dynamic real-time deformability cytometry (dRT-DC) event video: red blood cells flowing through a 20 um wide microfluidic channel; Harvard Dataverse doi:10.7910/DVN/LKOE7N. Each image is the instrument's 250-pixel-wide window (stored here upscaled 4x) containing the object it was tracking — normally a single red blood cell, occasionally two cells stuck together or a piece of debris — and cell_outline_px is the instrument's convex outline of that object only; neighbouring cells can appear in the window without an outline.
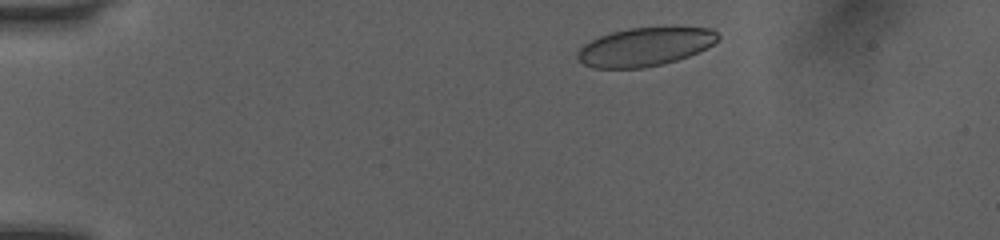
{"species": "human", "species_latin": "Homo sapiens", "temperature_condition": "room temperature", "stored_images_in_passage": 16, "camera_frame_rate_fps": 3000, "um_per_image_px": 0.085, "donor": {"sex": "female"}, "frame": {"image": 1, "passage_image": 3, "time_ms": 0.667, "image_size_px": [1000, 240], "cell_outline_px": [[720, 36], [712, 44], [688, 56], [676, 60], [644, 68], [592, 68], [584, 64], [576, 56], [576, 52], [584, 44], [600, 36], [612, 32], [628, 28], [664, 24], [712, 28]], "centroid_in_image_um": [54.85, 3.92], "position_along_channel_um": 30.2, "area_um2": 32.19}}
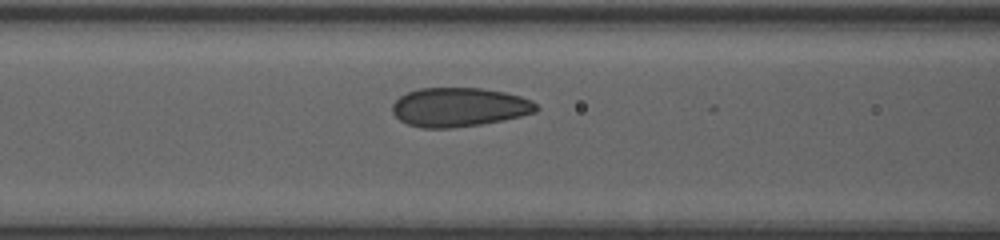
{"frame": {"image": 2, "passage_image": 12, "time_ms": 3.667, "image_size_px": [1000, 240], "cell_outline_px": [[540, 108], [536, 112], [520, 116], [480, 124], [452, 128], [420, 128], [408, 124], [400, 120], [392, 112], [392, 104], [400, 96], [408, 92], [420, 88], [480, 88], [504, 92], [520, 96], [532, 100]], "centroid_in_image_um": [39.02, 9.11], "position_along_channel_um": 127.6, "area_um2": 32.66}}
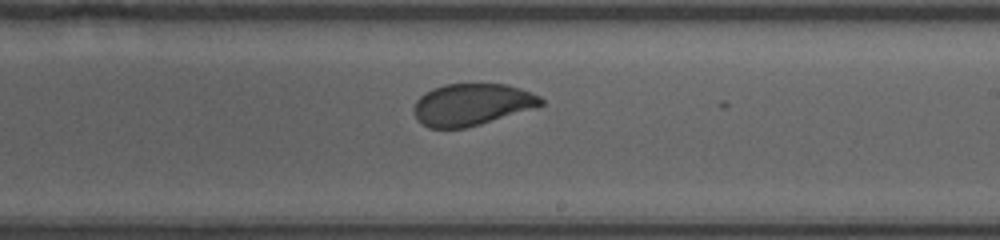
{"frame": {"image": 3, "passage_image": 16, "time_ms": 5.0, "image_size_px": [1000, 240], "cell_outline_px": [[544, 104], [480, 124], [464, 128], [428, 128], [416, 120], [412, 112], [412, 108], [416, 100], [424, 92], [432, 88], [444, 84], [504, 84], [520, 88], [540, 96], [544, 100]], "centroid_in_image_um": [40.03, 8.88], "position_along_channel_um": 249.0, "area_um2": 30.98}}